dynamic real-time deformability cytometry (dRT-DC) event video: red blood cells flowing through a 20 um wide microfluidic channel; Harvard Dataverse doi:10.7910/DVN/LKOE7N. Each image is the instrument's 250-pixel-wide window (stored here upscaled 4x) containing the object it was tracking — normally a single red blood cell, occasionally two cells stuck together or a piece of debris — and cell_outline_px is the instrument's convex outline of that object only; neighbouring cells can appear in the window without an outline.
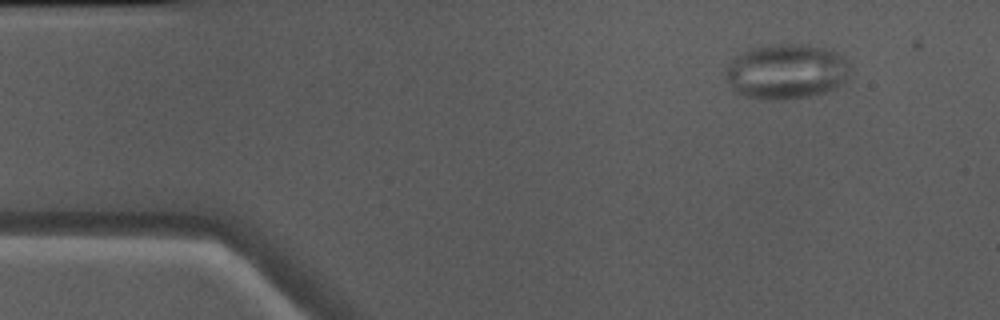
{"species": "Egyptian fruit bat (a non-hibernating species)", "species_latin": "Rousettus aegyptiacus", "temperature_condition": "warm", "stored_images_in_passage": 44, "camera_frame_rate_fps": 3000, "um_per_image_px": 0.085, "animal": {"sex": "male"}, "frame": {"image": 1, "passage_image": 1, "time_ms": 0.0, "image_size_px": [1000, 320], "cell_outline_px": [[848, 68], [844, 80], [836, 88], [824, 92], [808, 96], [784, 100], [760, 100], [744, 96], [736, 92], [728, 80], [724, 72], [724, 68], [736, 56], [752, 48], [764, 44], [796, 44], [824, 48], [848, 60]], "centroid_in_image_um": [66.77, 6.09], "position_along_channel_um": 18.2, "area_um2": 39.71}}